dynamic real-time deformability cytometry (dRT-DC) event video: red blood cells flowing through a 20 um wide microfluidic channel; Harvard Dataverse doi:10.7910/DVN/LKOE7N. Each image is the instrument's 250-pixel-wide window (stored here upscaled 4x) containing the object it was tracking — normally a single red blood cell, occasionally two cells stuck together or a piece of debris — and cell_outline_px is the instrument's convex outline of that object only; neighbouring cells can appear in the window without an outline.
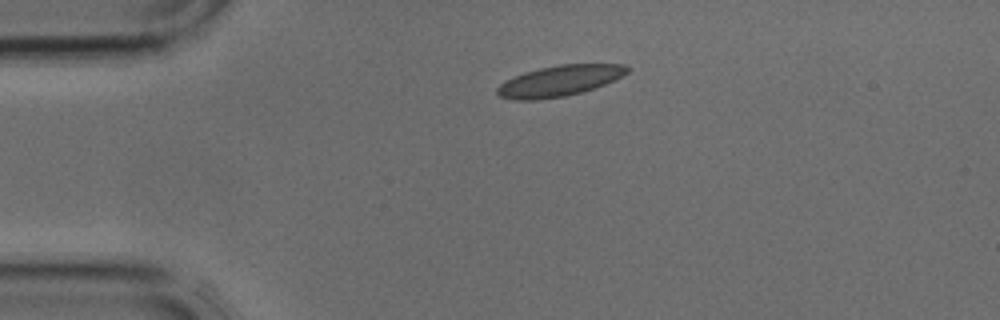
{"species": "common noctule bat (a hibernating species)", "species_latin": "Nyctalus noctula", "temperature_condition": "cold", "stored_images_in_passage": 2, "camera_frame_rate_fps": 3000, "um_per_image_px": 0.085, "animal": {"sex": "male", "body_mass_g": 17.9, "forearm_length_mm": 54.2}, "frame": {"image": 1, "passage_image": 1, "time_ms": 0.0, "image_size_px": [1000, 320], "cell_outline_px": [[632, 68], [628, 72], [596, 88], [564, 96], [536, 100], [512, 100], [500, 96], [496, 92], [496, 88], [504, 80], [524, 72], [540, 68], [560, 64], [628, 64]], "centroid_in_image_um": [47.54, 6.86], "position_along_channel_um": 37.5, "area_um2": 23.35}}
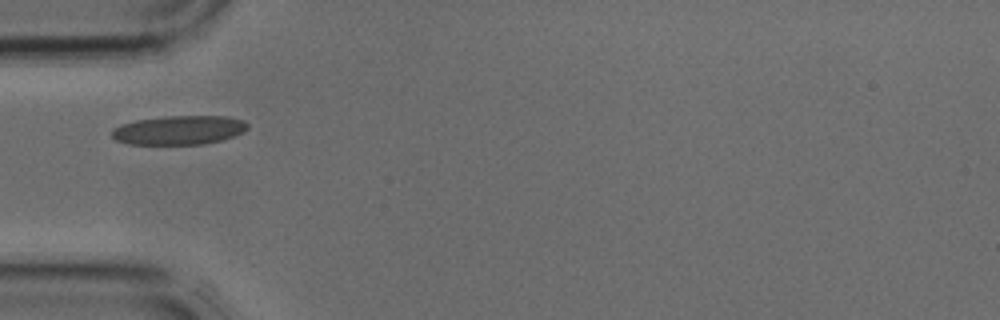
{"frame": {"image": 2, "passage_image": 2, "time_ms": 0.333, "image_size_px": [1000, 320], "cell_outline_px": [[248, 128], [244, 132], [224, 140], [204, 144], [128, 144], [116, 140], [112, 136], [112, 128], [120, 124], [136, 120], [164, 116], [228, 116], [244, 120], [248, 124]], "centroid_in_image_um": [15.24, 11.05], "position_along_channel_um": 69.8, "area_um2": 23.24}}